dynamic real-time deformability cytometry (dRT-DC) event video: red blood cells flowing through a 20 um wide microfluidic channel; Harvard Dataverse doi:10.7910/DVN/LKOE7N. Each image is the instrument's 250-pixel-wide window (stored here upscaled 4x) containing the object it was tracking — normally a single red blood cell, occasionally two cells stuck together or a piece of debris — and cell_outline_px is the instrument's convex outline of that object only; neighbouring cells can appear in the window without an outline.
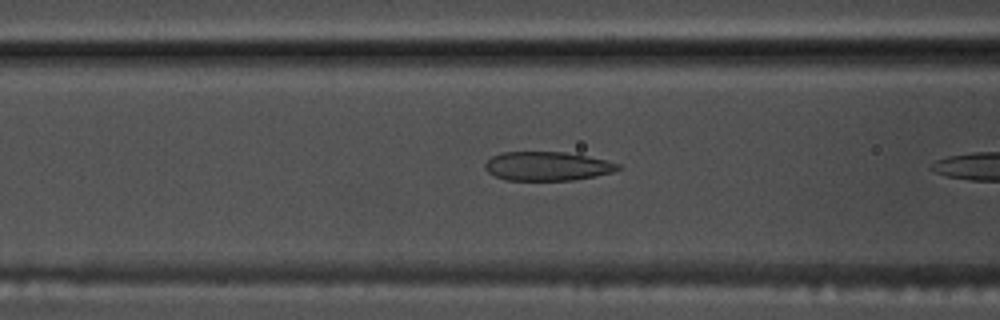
{"species": "common noctule bat (a hibernating species)", "species_latin": "Nyctalus noctula", "temperature_condition": "warm", "stored_images_in_passage": 7, "camera_frame_rate_fps": 3000, "um_per_image_px": 0.085, "animal": {"sex": "male", "body_mass_g": 17.5, "forearm_length_mm": 52.3}, "frame": {"image": 1, "passage_image": 6, "time_ms": 1.667, "image_size_px": [1000, 320], "cell_outline_px": [[620, 168], [612, 172], [596, 176], [572, 180], [504, 180], [488, 172], [484, 168], [484, 164], [492, 156], [504, 152], [564, 152], [588, 156], [608, 160], [620, 164]], "centroid_in_image_um": [46.52, 14.12], "position_along_channel_um": 120.1, "area_um2": 22.43}}